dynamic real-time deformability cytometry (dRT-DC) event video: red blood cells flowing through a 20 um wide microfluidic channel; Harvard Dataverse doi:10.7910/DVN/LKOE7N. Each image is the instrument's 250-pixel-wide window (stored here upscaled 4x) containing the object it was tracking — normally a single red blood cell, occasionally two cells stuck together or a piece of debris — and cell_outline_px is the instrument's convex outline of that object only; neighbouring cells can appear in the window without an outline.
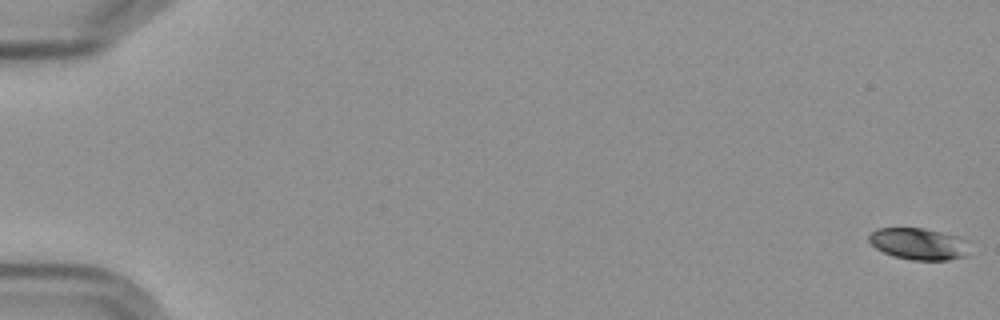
{"species": "Egyptian fruit bat (a non-hibernating species)", "species_latin": "Rousettus aegyptiacus", "temperature_condition": "cold", "stored_images_in_passage": 5, "camera_frame_rate_fps": 3000, "um_per_image_px": 0.085, "frame": {"image": 1, "passage_image": 1, "time_ms": 0.0, "image_size_px": [1000, 320], "cell_outline_px": [[968, 256], [948, 260], [912, 260], [892, 256], [876, 248], [868, 240], [868, 236], [876, 228], [924, 228], [956, 236], [964, 240]], "centroid_in_image_um": [78.04, 20.73], "position_along_channel_um": 7.0, "area_um2": 18.38}}